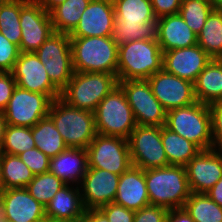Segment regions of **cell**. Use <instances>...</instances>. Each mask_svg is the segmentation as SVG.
Returning <instances> with one entry per match:
<instances>
[{"instance_id": "cell-1", "label": "cell", "mask_w": 222, "mask_h": 222, "mask_svg": "<svg viewBox=\"0 0 222 222\" xmlns=\"http://www.w3.org/2000/svg\"><path fill=\"white\" fill-rule=\"evenodd\" d=\"M145 182L150 204L168 210L183 208L191 194L185 166L145 170Z\"/></svg>"}, {"instance_id": "cell-2", "label": "cell", "mask_w": 222, "mask_h": 222, "mask_svg": "<svg viewBox=\"0 0 222 222\" xmlns=\"http://www.w3.org/2000/svg\"><path fill=\"white\" fill-rule=\"evenodd\" d=\"M163 52L156 39L126 42L118 46L117 79L147 80L162 70Z\"/></svg>"}, {"instance_id": "cell-3", "label": "cell", "mask_w": 222, "mask_h": 222, "mask_svg": "<svg viewBox=\"0 0 222 222\" xmlns=\"http://www.w3.org/2000/svg\"><path fill=\"white\" fill-rule=\"evenodd\" d=\"M75 72L117 76L118 46L111 36L70 37Z\"/></svg>"}, {"instance_id": "cell-4", "label": "cell", "mask_w": 222, "mask_h": 222, "mask_svg": "<svg viewBox=\"0 0 222 222\" xmlns=\"http://www.w3.org/2000/svg\"><path fill=\"white\" fill-rule=\"evenodd\" d=\"M48 116L68 148H87L97 135L93 112L75 108L60 97L51 102Z\"/></svg>"}, {"instance_id": "cell-5", "label": "cell", "mask_w": 222, "mask_h": 222, "mask_svg": "<svg viewBox=\"0 0 222 222\" xmlns=\"http://www.w3.org/2000/svg\"><path fill=\"white\" fill-rule=\"evenodd\" d=\"M165 126L196 144L201 150L214 148L209 105L195 102L169 110Z\"/></svg>"}, {"instance_id": "cell-6", "label": "cell", "mask_w": 222, "mask_h": 222, "mask_svg": "<svg viewBox=\"0 0 222 222\" xmlns=\"http://www.w3.org/2000/svg\"><path fill=\"white\" fill-rule=\"evenodd\" d=\"M118 82L117 76L110 73L74 72L60 98L75 108L94 113Z\"/></svg>"}, {"instance_id": "cell-7", "label": "cell", "mask_w": 222, "mask_h": 222, "mask_svg": "<svg viewBox=\"0 0 222 222\" xmlns=\"http://www.w3.org/2000/svg\"><path fill=\"white\" fill-rule=\"evenodd\" d=\"M98 134L129 139L137 126L123 89L118 85L98 104L95 112Z\"/></svg>"}, {"instance_id": "cell-8", "label": "cell", "mask_w": 222, "mask_h": 222, "mask_svg": "<svg viewBox=\"0 0 222 222\" xmlns=\"http://www.w3.org/2000/svg\"><path fill=\"white\" fill-rule=\"evenodd\" d=\"M34 53L52 84L61 92L75 72L69 34L53 32Z\"/></svg>"}, {"instance_id": "cell-9", "label": "cell", "mask_w": 222, "mask_h": 222, "mask_svg": "<svg viewBox=\"0 0 222 222\" xmlns=\"http://www.w3.org/2000/svg\"><path fill=\"white\" fill-rule=\"evenodd\" d=\"M88 168H98L121 175L132 166L128 140L98 134L86 148Z\"/></svg>"}, {"instance_id": "cell-10", "label": "cell", "mask_w": 222, "mask_h": 222, "mask_svg": "<svg viewBox=\"0 0 222 222\" xmlns=\"http://www.w3.org/2000/svg\"><path fill=\"white\" fill-rule=\"evenodd\" d=\"M118 85L125 93L137 125H165L167 111L153 95L148 80H124L119 81Z\"/></svg>"}, {"instance_id": "cell-11", "label": "cell", "mask_w": 222, "mask_h": 222, "mask_svg": "<svg viewBox=\"0 0 222 222\" xmlns=\"http://www.w3.org/2000/svg\"><path fill=\"white\" fill-rule=\"evenodd\" d=\"M132 166L143 170L168 166L161 127L137 125L128 139Z\"/></svg>"}, {"instance_id": "cell-12", "label": "cell", "mask_w": 222, "mask_h": 222, "mask_svg": "<svg viewBox=\"0 0 222 222\" xmlns=\"http://www.w3.org/2000/svg\"><path fill=\"white\" fill-rule=\"evenodd\" d=\"M52 101L47 94L31 92L16 86L3 111L7 125L32 128L48 116Z\"/></svg>"}, {"instance_id": "cell-13", "label": "cell", "mask_w": 222, "mask_h": 222, "mask_svg": "<svg viewBox=\"0 0 222 222\" xmlns=\"http://www.w3.org/2000/svg\"><path fill=\"white\" fill-rule=\"evenodd\" d=\"M20 52H35L54 32L50 13L36 0H20Z\"/></svg>"}, {"instance_id": "cell-14", "label": "cell", "mask_w": 222, "mask_h": 222, "mask_svg": "<svg viewBox=\"0 0 222 222\" xmlns=\"http://www.w3.org/2000/svg\"><path fill=\"white\" fill-rule=\"evenodd\" d=\"M147 80L153 95L167 112L197 102L194 83L188 80L167 73L163 69L154 73Z\"/></svg>"}, {"instance_id": "cell-15", "label": "cell", "mask_w": 222, "mask_h": 222, "mask_svg": "<svg viewBox=\"0 0 222 222\" xmlns=\"http://www.w3.org/2000/svg\"><path fill=\"white\" fill-rule=\"evenodd\" d=\"M17 86L31 92L47 94L52 100L61 92L52 84L44 65L34 53H20L12 71Z\"/></svg>"}, {"instance_id": "cell-16", "label": "cell", "mask_w": 222, "mask_h": 222, "mask_svg": "<svg viewBox=\"0 0 222 222\" xmlns=\"http://www.w3.org/2000/svg\"><path fill=\"white\" fill-rule=\"evenodd\" d=\"M191 193H207L222 177V151L201 150L186 165Z\"/></svg>"}, {"instance_id": "cell-17", "label": "cell", "mask_w": 222, "mask_h": 222, "mask_svg": "<svg viewBox=\"0 0 222 222\" xmlns=\"http://www.w3.org/2000/svg\"><path fill=\"white\" fill-rule=\"evenodd\" d=\"M120 175L98 168H88L81 183L82 203L87 209L114 203Z\"/></svg>"}, {"instance_id": "cell-18", "label": "cell", "mask_w": 222, "mask_h": 222, "mask_svg": "<svg viewBox=\"0 0 222 222\" xmlns=\"http://www.w3.org/2000/svg\"><path fill=\"white\" fill-rule=\"evenodd\" d=\"M0 214L8 222H38L46 218L45 206L26 188H10L1 193Z\"/></svg>"}, {"instance_id": "cell-19", "label": "cell", "mask_w": 222, "mask_h": 222, "mask_svg": "<svg viewBox=\"0 0 222 222\" xmlns=\"http://www.w3.org/2000/svg\"><path fill=\"white\" fill-rule=\"evenodd\" d=\"M212 58L198 45L163 52L162 69L195 83Z\"/></svg>"}, {"instance_id": "cell-20", "label": "cell", "mask_w": 222, "mask_h": 222, "mask_svg": "<svg viewBox=\"0 0 222 222\" xmlns=\"http://www.w3.org/2000/svg\"><path fill=\"white\" fill-rule=\"evenodd\" d=\"M114 19L115 11L112 3L91 0L69 37L111 36Z\"/></svg>"}, {"instance_id": "cell-21", "label": "cell", "mask_w": 222, "mask_h": 222, "mask_svg": "<svg viewBox=\"0 0 222 222\" xmlns=\"http://www.w3.org/2000/svg\"><path fill=\"white\" fill-rule=\"evenodd\" d=\"M156 40L162 52H165L196 45L197 34L190 29L178 13L157 19Z\"/></svg>"}, {"instance_id": "cell-22", "label": "cell", "mask_w": 222, "mask_h": 222, "mask_svg": "<svg viewBox=\"0 0 222 222\" xmlns=\"http://www.w3.org/2000/svg\"><path fill=\"white\" fill-rule=\"evenodd\" d=\"M114 203L133 211H138L150 204L145 170L131 166L120 175Z\"/></svg>"}, {"instance_id": "cell-23", "label": "cell", "mask_w": 222, "mask_h": 222, "mask_svg": "<svg viewBox=\"0 0 222 222\" xmlns=\"http://www.w3.org/2000/svg\"><path fill=\"white\" fill-rule=\"evenodd\" d=\"M87 170L88 154L85 148H67L50 158L49 171L66 185L70 182L81 184Z\"/></svg>"}, {"instance_id": "cell-24", "label": "cell", "mask_w": 222, "mask_h": 222, "mask_svg": "<svg viewBox=\"0 0 222 222\" xmlns=\"http://www.w3.org/2000/svg\"><path fill=\"white\" fill-rule=\"evenodd\" d=\"M84 211L80 187L69 185L63 186L45 207L46 218L64 222H80Z\"/></svg>"}, {"instance_id": "cell-25", "label": "cell", "mask_w": 222, "mask_h": 222, "mask_svg": "<svg viewBox=\"0 0 222 222\" xmlns=\"http://www.w3.org/2000/svg\"><path fill=\"white\" fill-rule=\"evenodd\" d=\"M196 101L210 105L222 101V59H212L194 83Z\"/></svg>"}, {"instance_id": "cell-26", "label": "cell", "mask_w": 222, "mask_h": 222, "mask_svg": "<svg viewBox=\"0 0 222 222\" xmlns=\"http://www.w3.org/2000/svg\"><path fill=\"white\" fill-rule=\"evenodd\" d=\"M161 139L169 165L185 166L201 151L196 144L169 130L165 125L161 127Z\"/></svg>"}, {"instance_id": "cell-27", "label": "cell", "mask_w": 222, "mask_h": 222, "mask_svg": "<svg viewBox=\"0 0 222 222\" xmlns=\"http://www.w3.org/2000/svg\"><path fill=\"white\" fill-rule=\"evenodd\" d=\"M32 136L36 148L49 158L57 156L68 148L49 116L42 118L32 127Z\"/></svg>"}, {"instance_id": "cell-28", "label": "cell", "mask_w": 222, "mask_h": 222, "mask_svg": "<svg viewBox=\"0 0 222 222\" xmlns=\"http://www.w3.org/2000/svg\"><path fill=\"white\" fill-rule=\"evenodd\" d=\"M197 44L212 59H222V9L212 10L197 35Z\"/></svg>"}, {"instance_id": "cell-29", "label": "cell", "mask_w": 222, "mask_h": 222, "mask_svg": "<svg viewBox=\"0 0 222 222\" xmlns=\"http://www.w3.org/2000/svg\"><path fill=\"white\" fill-rule=\"evenodd\" d=\"M91 0H66L51 12L54 32L70 34Z\"/></svg>"}, {"instance_id": "cell-30", "label": "cell", "mask_w": 222, "mask_h": 222, "mask_svg": "<svg viewBox=\"0 0 222 222\" xmlns=\"http://www.w3.org/2000/svg\"><path fill=\"white\" fill-rule=\"evenodd\" d=\"M1 172L5 189L25 188L35 176L19 156L6 153H1Z\"/></svg>"}, {"instance_id": "cell-31", "label": "cell", "mask_w": 222, "mask_h": 222, "mask_svg": "<svg viewBox=\"0 0 222 222\" xmlns=\"http://www.w3.org/2000/svg\"><path fill=\"white\" fill-rule=\"evenodd\" d=\"M113 5L115 17L125 24L140 25L147 21H157L151 0H116Z\"/></svg>"}, {"instance_id": "cell-32", "label": "cell", "mask_w": 222, "mask_h": 222, "mask_svg": "<svg viewBox=\"0 0 222 222\" xmlns=\"http://www.w3.org/2000/svg\"><path fill=\"white\" fill-rule=\"evenodd\" d=\"M183 208L195 222H222V207L205 193H191Z\"/></svg>"}, {"instance_id": "cell-33", "label": "cell", "mask_w": 222, "mask_h": 222, "mask_svg": "<svg viewBox=\"0 0 222 222\" xmlns=\"http://www.w3.org/2000/svg\"><path fill=\"white\" fill-rule=\"evenodd\" d=\"M157 21H147L140 25L125 24L118 17H115L112 31V40L117 46L130 41L140 39H156Z\"/></svg>"}, {"instance_id": "cell-34", "label": "cell", "mask_w": 222, "mask_h": 222, "mask_svg": "<svg viewBox=\"0 0 222 222\" xmlns=\"http://www.w3.org/2000/svg\"><path fill=\"white\" fill-rule=\"evenodd\" d=\"M0 32L12 43L20 47V0L0 2Z\"/></svg>"}, {"instance_id": "cell-35", "label": "cell", "mask_w": 222, "mask_h": 222, "mask_svg": "<svg viewBox=\"0 0 222 222\" xmlns=\"http://www.w3.org/2000/svg\"><path fill=\"white\" fill-rule=\"evenodd\" d=\"M66 184L50 171L35 175L25 187L29 194L46 207L55 194Z\"/></svg>"}, {"instance_id": "cell-36", "label": "cell", "mask_w": 222, "mask_h": 222, "mask_svg": "<svg viewBox=\"0 0 222 222\" xmlns=\"http://www.w3.org/2000/svg\"><path fill=\"white\" fill-rule=\"evenodd\" d=\"M36 147L32 136V128L7 125L1 153L18 156L20 153Z\"/></svg>"}, {"instance_id": "cell-37", "label": "cell", "mask_w": 222, "mask_h": 222, "mask_svg": "<svg viewBox=\"0 0 222 222\" xmlns=\"http://www.w3.org/2000/svg\"><path fill=\"white\" fill-rule=\"evenodd\" d=\"M213 9L210 0H184L181 2L179 14L198 35Z\"/></svg>"}, {"instance_id": "cell-38", "label": "cell", "mask_w": 222, "mask_h": 222, "mask_svg": "<svg viewBox=\"0 0 222 222\" xmlns=\"http://www.w3.org/2000/svg\"><path fill=\"white\" fill-rule=\"evenodd\" d=\"M19 158L27 165L34 175L49 171L50 158L38 148L34 147L20 153Z\"/></svg>"}, {"instance_id": "cell-39", "label": "cell", "mask_w": 222, "mask_h": 222, "mask_svg": "<svg viewBox=\"0 0 222 222\" xmlns=\"http://www.w3.org/2000/svg\"><path fill=\"white\" fill-rule=\"evenodd\" d=\"M20 53L19 46L0 32V72H12Z\"/></svg>"}, {"instance_id": "cell-40", "label": "cell", "mask_w": 222, "mask_h": 222, "mask_svg": "<svg viewBox=\"0 0 222 222\" xmlns=\"http://www.w3.org/2000/svg\"><path fill=\"white\" fill-rule=\"evenodd\" d=\"M214 148L222 151V101L209 105Z\"/></svg>"}, {"instance_id": "cell-41", "label": "cell", "mask_w": 222, "mask_h": 222, "mask_svg": "<svg viewBox=\"0 0 222 222\" xmlns=\"http://www.w3.org/2000/svg\"><path fill=\"white\" fill-rule=\"evenodd\" d=\"M168 209L157 205H147L135 211L134 222H166Z\"/></svg>"}, {"instance_id": "cell-42", "label": "cell", "mask_w": 222, "mask_h": 222, "mask_svg": "<svg viewBox=\"0 0 222 222\" xmlns=\"http://www.w3.org/2000/svg\"><path fill=\"white\" fill-rule=\"evenodd\" d=\"M109 222H134L135 211L115 203H109L99 208Z\"/></svg>"}, {"instance_id": "cell-43", "label": "cell", "mask_w": 222, "mask_h": 222, "mask_svg": "<svg viewBox=\"0 0 222 222\" xmlns=\"http://www.w3.org/2000/svg\"><path fill=\"white\" fill-rule=\"evenodd\" d=\"M17 86L12 72H0V111L3 112Z\"/></svg>"}, {"instance_id": "cell-44", "label": "cell", "mask_w": 222, "mask_h": 222, "mask_svg": "<svg viewBox=\"0 0 222 222\" xmlns=\"http://www.w3.org/2000/svg\"><path fill=\"white\" fill-rule=\"evenodd\" d=\"M181 2V0H151L152 9L157 19L166 15L178 14Z\"/></svg>"}, {"instance_id": "cell-45", "label": "cell", "mask_w": 222, "mask_h": 222, "mask_svg": "<svg viewBox=\"0 0 222 222\" xmlns=\"http://www.w3.org/2000/svg\"><path fill=\"white\" fill-rule=\"evenodd\" d=\"M166 222H195L184 208L171 209L167 213Z\"/></svg>"}, {"instance_id": "cell-46", "label": "cell", "mask_w": 222, "mask_h": 222, "mask_svg": "<svg viewBox=\"0 0 222 222\" xmlns=\"http://www.w3.org/2000/svg\"><path fill=\"white\" fill-rule=\"evenodd\" d=\"M80 222H109L106 215L100 209H87L84 211Z\"/></svg>"}, {"instance_id": "cell-47", "label": "cell", "mask_w": 222, "mask_h": 222, "mask_svg": "<svg viewBox=\"0 0 222 222\" xmlns=\"http://www.w3.org/2000/svg\"><path fill=\"white\" fill-rule=\"evenodd\" d=\"M206 194L222 207V177Z\"/></svg>"}, {"instance_id": "cell-48", "label": "cell", "mask_w": 222, "mask_h": 222, "mask_svg": "<svg viewBox=\"0 0 222 222\" xmlns=\"http://www.w3.org/2000/svg\"><path fill=\"white\" fill-rule=\"evenodd\" d=\"M48 13L66 0H36Z\"/></svg>"}, {"instance_id": "cell-49", "label": "cell", "mask_w": 222, "mask_h": 222, "mask_svg": "<svg viewBox=\"0 0 222 222\" xmlns=\"http://www.w3.org/2000/svg\"><path fill=\"white\" fill-rule=\"evenodd\" d=\"M6 127H7V122L4 117V113L0 111V149L3 144Z\"/></svg>"}, {"instance_id": "cell-50", "label": "cell", "mask_w": 222, "mask_h": 222, "mask_svg": "<svg viewBox=\"0 0 222 222\" xmlns=\"http://www.w3.org/2000/svg\"><path fill=\"white\" fill-rule=\"evenodd\" d=\"M214 9H222V0H210Z\"/></svg>"}, {"instance_id": "cell-51", "label": "cell", "mask_w": 222, "mask_h": 222, "mask_svg": "<svg viewBox=\"0 0 222 222\" xmlns=\"http://www.w3.org/2000/svg\"><path fill=\"white\" fill-rule=\"evenodd\" d=\"M5 190L1 172V152H0V195Z\"/></svg>"}, {"instance_id": "cell-52", "label": "cell", "mask_w": 222, "mask_h": 222, "mask_svg": "<svg viewBox=\"0 0 222 222\" xmlns=\"http://www.w3.org/2000/svg\"><path fill=\"white\" fill-rule=\"evenodd\" d=\"M38 222H64V221H57V220H53V219H49V218H44L43 220L38 221Z\"/></svg>"}, {"instance_id": "cell-53", "label": "cell", "mask_w": 222, "mask_h": 222, "mask_svg": "<svg viewBox=\"0 0 222 222\" xmlns=\"http://www.w3.org/2000/svg\"><path fill=\"white\" fill-rule=\"evenodd\" d=\"M0 222H8V221L0 214Z\"/></svg>"}, {"instance_id": "cell-54", "label": "cell", "mask_w": 222, "mask_h": 222, "mask_svg": "<svg viewBox=\"0 0 222 222\" xmlns=\"http://www.w3.org/2000/svg\"><path fill=\"white\" fill-rule=\"evenodd\" d=\"M102 1H107L113 4L116 0H102Z\"/></svg>"}]
</instances>
